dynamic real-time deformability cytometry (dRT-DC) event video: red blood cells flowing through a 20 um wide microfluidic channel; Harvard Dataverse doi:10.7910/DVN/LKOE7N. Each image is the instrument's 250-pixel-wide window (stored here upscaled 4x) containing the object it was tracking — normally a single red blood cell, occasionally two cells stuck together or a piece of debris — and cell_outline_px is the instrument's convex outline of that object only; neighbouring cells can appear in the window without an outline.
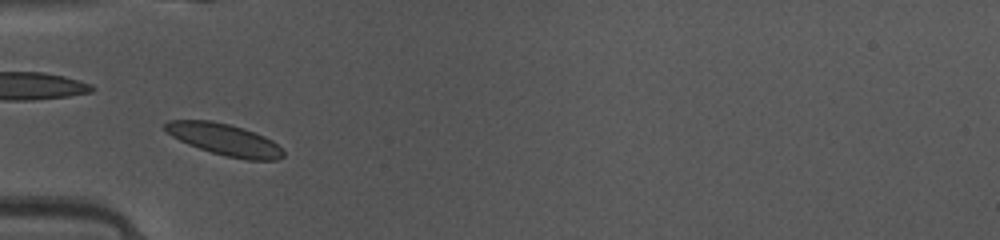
{"species": "common noctule bat (a hibernating species)", "species_latin": "Nyctalus noctula", "temperature_condition": "warm", "stored_images_in_passage": 39, "camera_frame_rate_fps": 3000, "um_per_image_px": 0.085, "animal": {"sex": "female", "body_mass_g": 10.0, "forearm_length_mm": 53.1}, "frame": {"image": 1, "passage_image": 6, "time_ms": 1.667, "image_size_px": [1000, 240], "cell_outline_px": [[284, 156], [276, 160], [248, 160], [228, 156], [212, 152], [188, 144], [172, 136], [164, 128], [164, 124], [168, 120], [212, 120], [228, 124], [264, 136], [272, 140], [284, 152]], "centroid_in_image_um": [19.07, 11.86], "position_along_channel_um": 65.9, "area_um2": 21.39}}
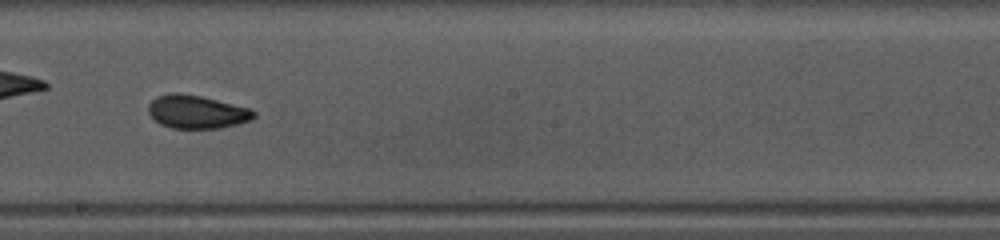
{"frame": {"image": 2, "passage_image": 18, "time_ms": 5.667, "image_size_px": [1000, 240], "cell_outline_px": [[256, 116], [252, 120], [220, 128], [172, 128], [160, 124], [148, 112], [148, 104], [156, 96], [172, 92], [180, 92], [200, 96], [252, 108], [256, 112]], "centroid_in_image_um": [16.74, 9.49], "position_along_channel_um": 231.5, "area_um2": 20.58}}
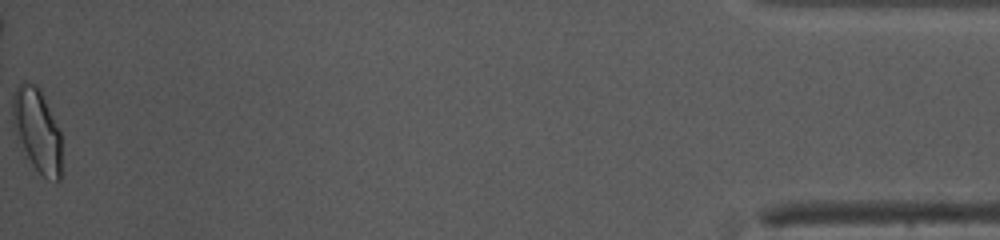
{"frame": {"image": 3, "passage_image": 39, "time_ms": 12.667, "image_size_px": [1000, 240], "cell_outline_px": [[60, 180], [56, 184], [44, 176], [32, 164], [12, 124], [12, 92], [20, 80], [24, 80], [36, 84], [40, 88], [60, 132]], "centroid_in_image_um": [3.13, 10.98], "position_along_channel_um": 432.1, "area_um2": 23.64}, "authors_computed_cell_mechanics": {"area_um2": 20.4612, "velocity_mm_per_s": 4.1431, "shape_relaxation_time_tau1_ms": 5.6816, "shape_relaxation_time_tau2_ms": 1.7768, "deformation_change_tau1": 0.1627, "deformation_change_tau2": 0.0588}}